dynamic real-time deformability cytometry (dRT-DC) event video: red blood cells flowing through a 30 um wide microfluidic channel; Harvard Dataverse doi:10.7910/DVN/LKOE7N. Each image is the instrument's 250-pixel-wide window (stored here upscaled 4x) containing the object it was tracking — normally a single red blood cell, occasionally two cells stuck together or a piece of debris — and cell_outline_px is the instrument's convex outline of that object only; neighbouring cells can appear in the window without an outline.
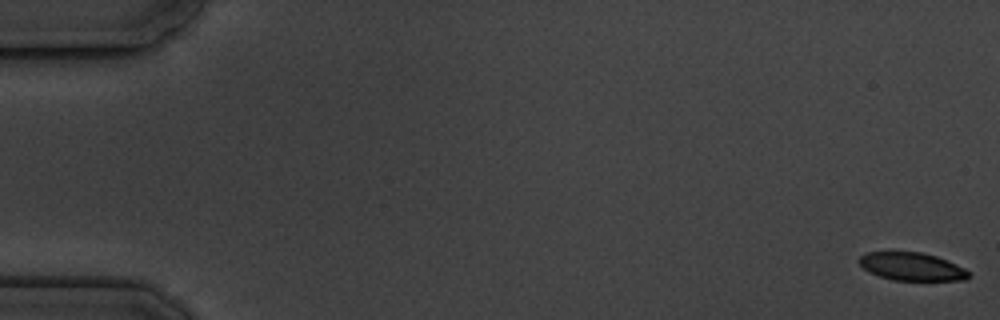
{"species": "common noctule bat (a hibernating species)", "species_latin": "Nyctalus noctula", "temperature_condition": "cold", "stored_images_in_passage": 5, "camera_frame_rate_fps": 3000, "um_per_image_px": 0.085, "animal": {"sex": "male", "body_mass_g": 19.5, "forearm_length_mm": 54.6}, "frame": {"image": 1, "passage_image": 1, "time_ms": 0.0, "image_size_px": [1000, 320], "cell_outline_px": [[972, 276], [964, 280], [892, 280], [868, 272], [856, 260], [860, 256], [868, 252], [920, 252], [936, 256], [956, 264], [964, 268]], "centroid_in_image_um": [77.48, 22.66], "position_along_channel_um": 7.5, "area_um2": 17.8}}
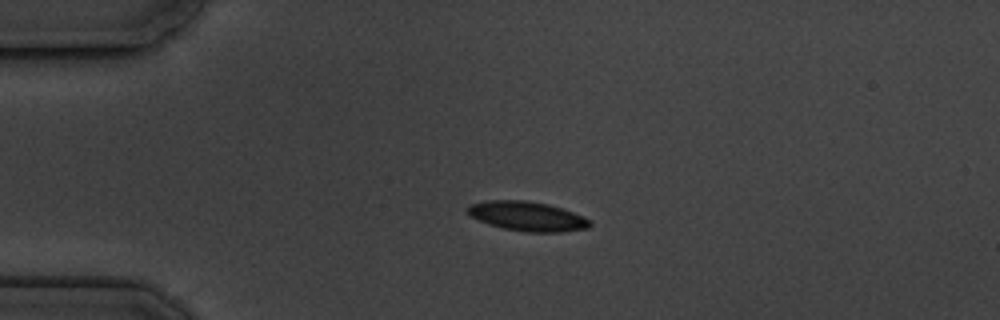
{"frame": {"image": 2, "passage_image": 4, "time_ms": 4.333, "image_size_px": [1000, 320], "cell_outline_px": [[592, 224], [588, 228], [560, 232], [524, 232], [504, 228], [488, 224], [472, 216], [464, 208], [468, 204], [488, 200], [524, 200], [548, 204], [584, 216], [592, 220]], "centroid_in_image_um": [44.82, 18.38], "position_along_channel_um": 40.2, "area_um2": 21.04}}